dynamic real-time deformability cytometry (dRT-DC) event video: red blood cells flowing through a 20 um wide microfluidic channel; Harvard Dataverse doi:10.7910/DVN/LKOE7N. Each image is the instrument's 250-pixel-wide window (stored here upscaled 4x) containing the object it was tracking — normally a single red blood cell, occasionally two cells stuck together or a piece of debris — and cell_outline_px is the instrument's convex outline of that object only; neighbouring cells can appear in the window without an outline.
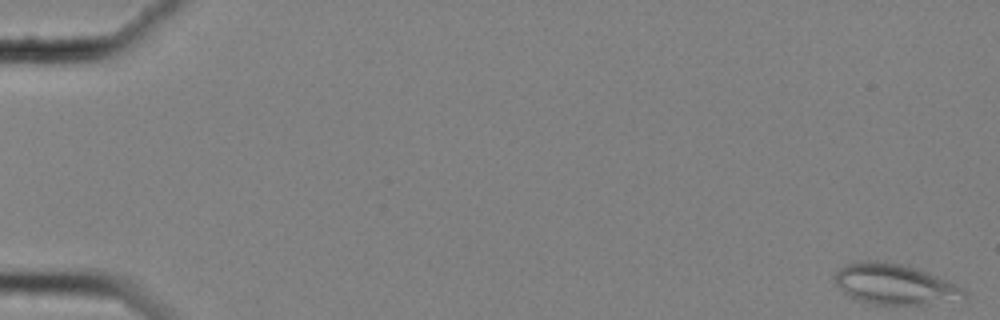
{"species": "common noctule bat (a hibernating species)", "species_latin": "Nyctalus noctula", "temperature_condition": "cold", "stored_images_in_passage": 59, "camera_frame_rate_fps": 3000, "um_per_image_px": 0.085, "animal": {"sex": "female", "body_mass_g": 25.1}, "frame": {"image": 1, "passage_image": 1, "time_ms": 0.0, "image_size_px": [1000, 320], "cell_outline_px": [[968, 296], [964, 304], [872, 304], [848, 296], [836, 284], [832, 276], [840, 268], [856, 260], [876, 260], [900, 264], [916, 268], [948, 280], [964, 288]], "centroid_in_image_um": [76.17, 24.19], "position_along_channel_um": 8.8, "area_um2": 31.39}}
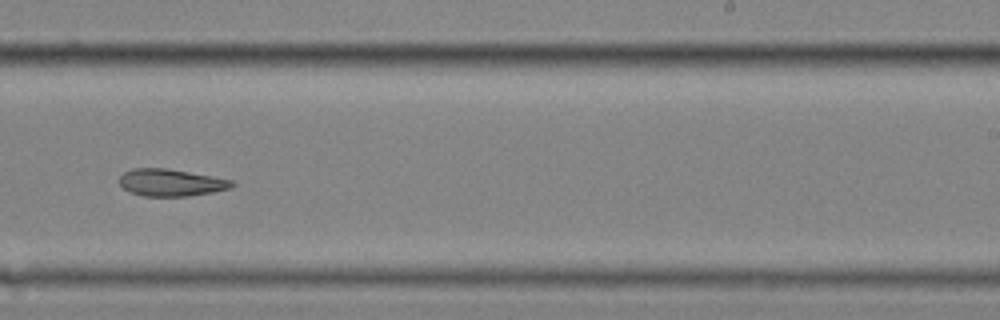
{"frame": {"image": 2, "passage_image": 38, "time_ms": 12.333, "image_size_px": [1000, 320], "cell_outline_px": [[236, 184], [232, 188], [212, 192], [188, 196], [144, 196], [128, 192], [120, 184], [120, 176], [124, 172], [132, 168], [164, 168], [236, 180]], "centroid_in_image_um": [14.56, 15.52], "position_along_channel_um": 274.4, "area_um2": 17.86}}
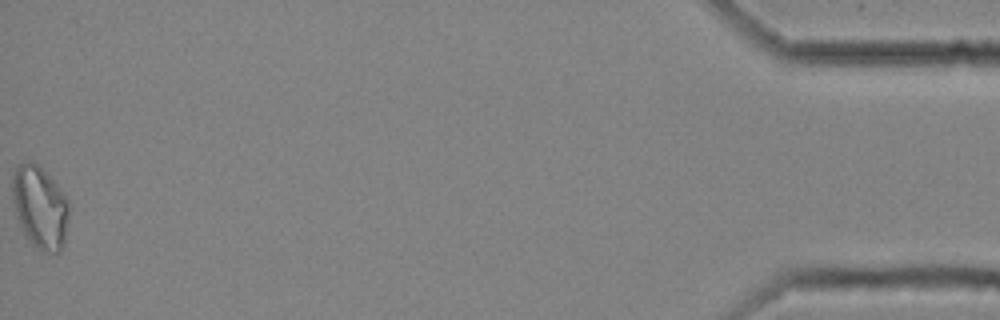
{"frame": {"image": 3, "passage_image": 59, "time_ms": 19.333, "image_size_px": [1000, 320], "cell_outline_px": [[68, 220], [64, 244], [60, 252], [52, 256], [36, 248], [32, 244], [20, 228], [16, 216], [12, 200], [12, 176], [16, 168], [20, 164], [28, 160], [32, 160], [56, 184], [68, 200]], "centroid_in_image_um": [3.39, 17.67], "position_along_channel_um": 431.8, "area_um2": 27.46}, "authors_computed_cell_mechanics": {"area_um2": 21.1548, "velocity_mm_per_s": 3.502, "shape_relaxation_time_tau1_ms": null, "shape_relaxation_time_tau2_ms": 9.0271, "deformation_change_tau1": null, "deformation_change_tau2": 0.1826}}